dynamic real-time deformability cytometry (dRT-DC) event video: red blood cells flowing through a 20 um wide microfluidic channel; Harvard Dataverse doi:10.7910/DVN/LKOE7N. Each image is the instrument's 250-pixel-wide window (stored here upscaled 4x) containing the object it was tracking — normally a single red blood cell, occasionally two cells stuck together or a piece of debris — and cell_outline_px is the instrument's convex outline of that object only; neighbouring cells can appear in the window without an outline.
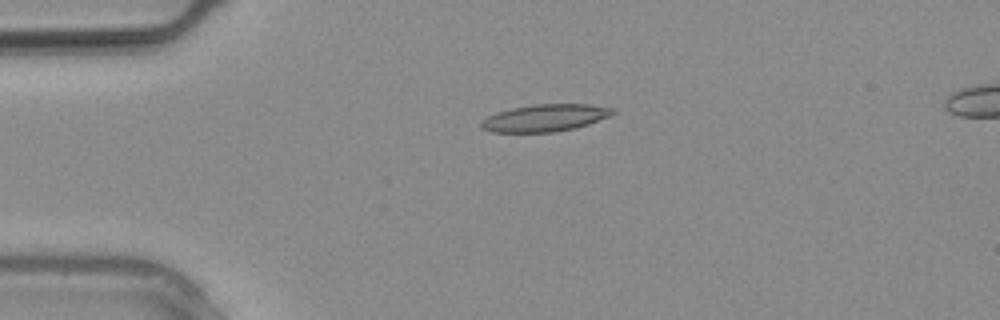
{"species": "common noctule bat (a hibernating species)", "species_latin": "Nyctalus noctula", "temperature_condition": "warm", "stored_images_in_passage": 14, "camera_frame_rate_fps": 3000, "um_per_image_px": 0.085, "animal": {"sex": "male", "body_mass_g": 20.4}, "frame": {"image": 1, "passage_image": 7, "time_ms": 2.0, "image_size_px": [1000, 320], "cell_outline_px": [[616, 112], [608, 116], [588, 124], [576, 128], [552, 132], [492, 132], [480, 128], [480, 120], [496, 112], [512, 108], [532, 104], [588, 104], [616, 108]], "centroid_in_image_um": [46.3, 10.01], "position_along_channel_um": 38.7, "area_um2": 20.92}}